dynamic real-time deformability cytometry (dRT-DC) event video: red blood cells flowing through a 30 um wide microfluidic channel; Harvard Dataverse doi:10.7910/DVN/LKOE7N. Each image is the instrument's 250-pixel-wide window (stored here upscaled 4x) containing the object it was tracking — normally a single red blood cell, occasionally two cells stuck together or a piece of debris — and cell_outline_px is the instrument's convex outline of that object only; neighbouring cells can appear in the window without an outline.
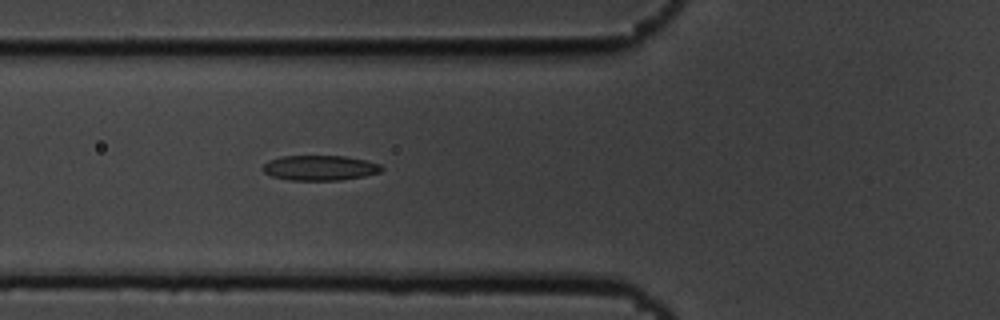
{"species": "common noctule bat (a hibernating species)", "species_latin": "Nyctalus noctula", "temperature_condition": "cold", "stored_images_in_passage": 43, "camera_frame_rate_fps": 3000, "um_per_image_px": 0.085, "animal": {"sex": "male", "body_mass_g": 19.5, "forearm_length_mm": 54.6}, "frame": {"image": 1, "passage_image": 8, "time_ms": 2.333, "image_size_px": [1000, 320], "cell_outline_px": [[384, 168], [380, 172], [364, 176], [340, 180], [292, 180], [272, 176], [264, 172], [260, 168], [268, 160], [284, 156], [344, 156], [364, 160], [380, 164]], "centroid_in_image_um": [27.17, 14.27], "position_along_channel_um": 98.6, "area_um2": 17.28}}
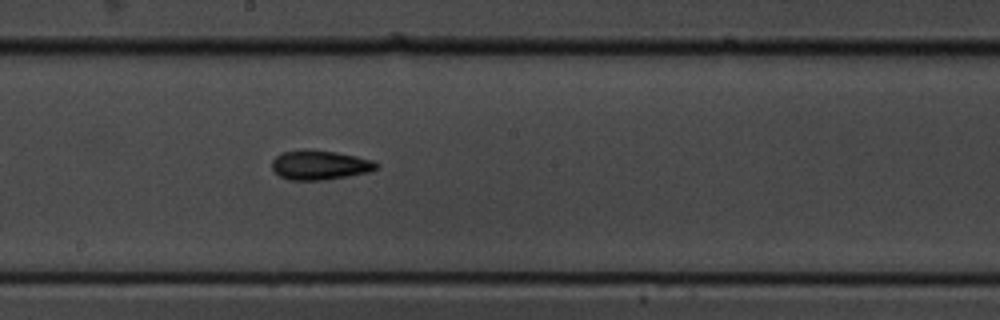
{"frame": {"image": 2, "passage_image": 18, "time_ms": 5.667, "image_size_px": [1000, 320], "cell_outline_px": [[380, 164], [376, 168], [368, 172], [348, 176], [324, 180], [288, 180], [280, 176], [272, 168], [272, 160], [276, 156], [284, 152], [308, 148], [336, 152], [356, 156], [372, 160]], "centroid_in_image_um": [27.17, 14.02], "position_along_channel_um": 221.0, "area_um2": 17.98}}
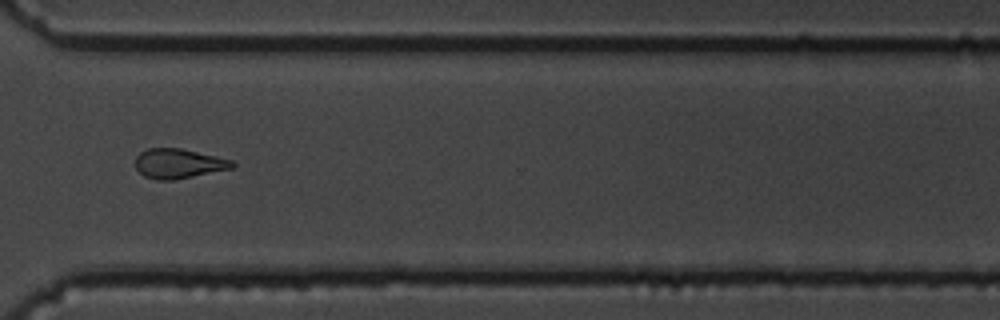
{"frame": {"image": 3, "passage_image": 29, "time_ms": 9.333, "image_size_px": [1000, 320], "cell_outline_px": [[236, 164], [232, 168], [176, 180], [156, 180], [144, 176], [136, 168], [136, 156], [140, 152], [148, 148], [180, 148], [232, 160]], "centroid_in_image_um": [15.16, 13.91], "position_along_channel_um": 355.4, "area_um2": 16.7}, "authors_computed_cell_mechanics": {"area_um2": 17.5134, "velocity_mm_per_s": 3.6647, "shape_relaxation_time_tau1_ms": 3.4831, "shape_relaxation_time_tau2_ms": 4.8838, "deformation_change_tau1": 0.1074, "deformation_change_tau2": 0.1372}}